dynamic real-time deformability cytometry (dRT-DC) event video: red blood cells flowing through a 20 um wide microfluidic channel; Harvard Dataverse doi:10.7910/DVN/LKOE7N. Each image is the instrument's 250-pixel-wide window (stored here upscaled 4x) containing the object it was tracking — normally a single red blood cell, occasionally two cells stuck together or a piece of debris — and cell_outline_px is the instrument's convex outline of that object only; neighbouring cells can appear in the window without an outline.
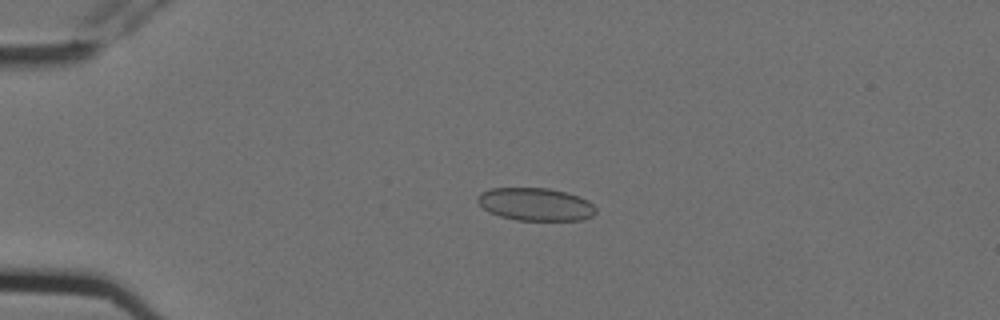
{"species": "Egyptian fruit bat (a non-hibernating species)", "species_latin": "Rousettus aegyptiacus", "temperature_condition": "cold", "stored_images_in_passage": 7, "camera_frame_rate_fps": 3000, "um_per_image_px": 0.085, "animal": {"sex": "female"}, "frame": {"image": 1, "passage_image": 3, "time_ms": 0.667, "image_size_px": [1000, 320], "cell_outline_px": [[596, 212], [592, 216], [580, 220], [516, 220], [500, 216], [488, 212], [476, 200], [476, 196], [480, 192], [492, 188], [548, 188], [568, 192], [580, 196], [588, 200], [596, 208]], "centroid_in_image_um": [45.52, 17.35], "position_along_channel_um": 39.5, "area_um2": 22.77}}
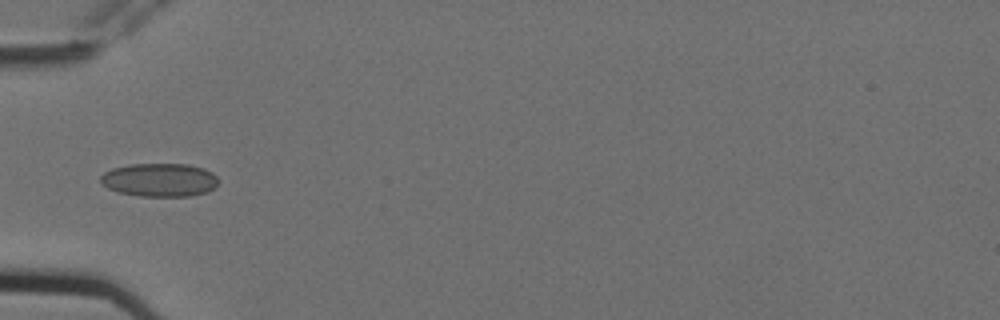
{"frame": {"image": 2, "passage_image": 5, "time_ms": 1.333, "image_size_px": [1000, 320], "cell_outline_px": [[220, 180], [208, 192], [192, 196], [140, 196], [116, 192], [100, 184], [100, 176], [104, 172], [112, 168], [132, 164], [188, 164], [204, 168], [212, 172]], "centroid_in_image_um": [13.55, 15.29], "position_along_channel_um": 71.5, "area_um2": 23.18}}
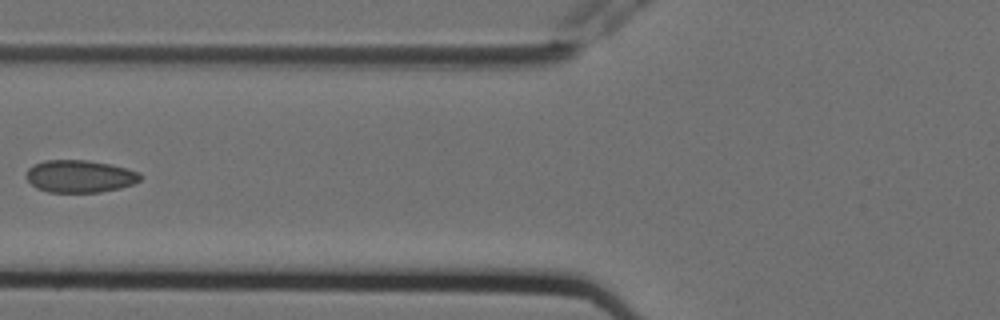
{"frame": {"image": 3, "passage_image": 6, "time_ms": 1.667, "image_size_px": [1000, 320], "cell_outline_px": [[140, 180], [132, 184], [120, 188], [100, 192], [48, 192], [36, 188], [24, 176], [28, 168], [32, 164], [44, 160], [88, 160], [108, 164], [140, 172]], "centroid_in_image_um": [6.73, 14.98], "position_along_channel_um": 119.1, "area_um2": 21.56}}